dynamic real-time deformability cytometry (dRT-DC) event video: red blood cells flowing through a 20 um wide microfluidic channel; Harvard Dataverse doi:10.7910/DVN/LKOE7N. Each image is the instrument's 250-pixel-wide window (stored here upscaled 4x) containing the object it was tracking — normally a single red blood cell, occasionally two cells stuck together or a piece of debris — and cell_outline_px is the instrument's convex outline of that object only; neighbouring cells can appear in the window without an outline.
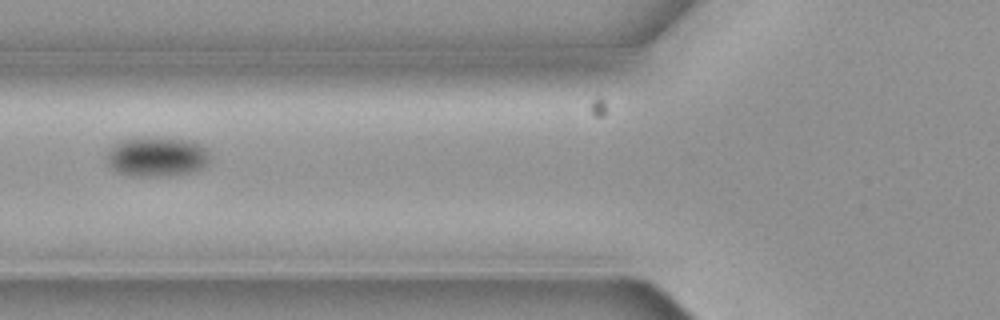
{"species": "common noctule bat (a hibernating species)", "species_latin": "Nyctalus noctula", "temperature_condition": "cold", "stored_images_in_passage": 8, "camera_frame_rate_fps": 3000, "um_per_image_px": 0.085, "animal": {"sex": "female", "body_mass_g": 19.3, "forearm_length_mm": 54.1}, "frame": {"image": 1, "passage_image": 3, "time_ms": 0.667, "image_size_px": [1000, 320], "cell_outline_px": [[212, 160], [208, 164], [196, 172], [160, 176], [132, 176], [116, 172], [108, 164], [104, 156], [108, 148], [112, 144], [136, 136], [156, 136], [192, 140], [208, 148], [212, 156]], "centroid_in_image_um": [13.35, 13.29], "position_along_channel_um": 112.4, "area_um2": 25.09}}
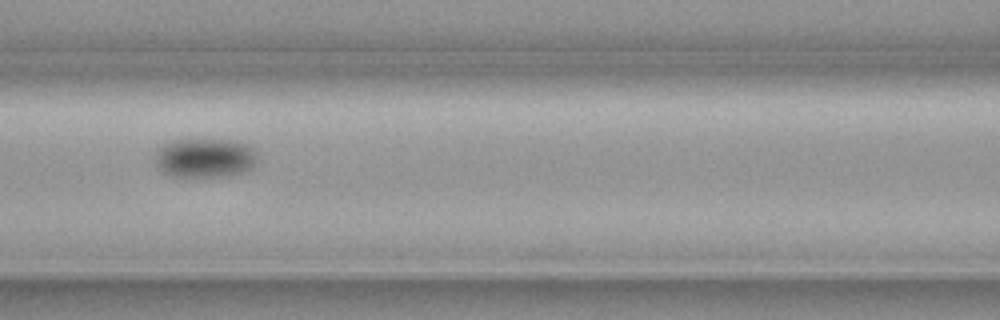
{"frame": {"image": 2, "passage_image": 4, "time_ms": 1.0, "image_size_px": [1000, 320], "cell_outline_px": [[260, 156], [256, 164], [252, 168], [244, 172], [232, 176], [172, 176], [164, 172], [156, 164], [156, 160], [160, 148], [164, 144], [176, 140], [236, 140], [256, 148]], "centroid_in_image_um": [17.55, 13.42], "position_along_channel_um": 149.0, "area_um2": 23.52}}
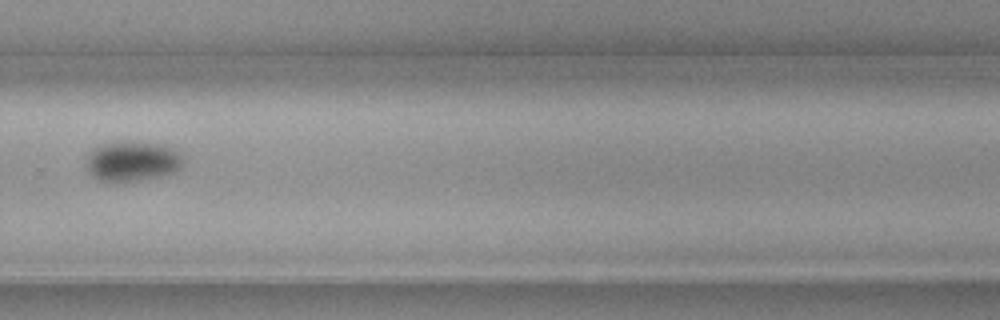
{"frame": {"image": 3, "passage_image": 8, "time_ms": 2.333, "image_size_px": [1000, 320], "cell_outline_px": [[184, 164], [180, 168], [172, 172], [160, 176], [140, 180], [100, 180], [92, 176], [88, 172], [84, 164], [84, 160], [88, 152], [104, 144], [128, 140], [160, 144], [180, 152], [184, 156]], "centroid_in_image_um": [11.24, 13.68], "position_along_channel_um": 318.6, "area_um2": 22.72}}